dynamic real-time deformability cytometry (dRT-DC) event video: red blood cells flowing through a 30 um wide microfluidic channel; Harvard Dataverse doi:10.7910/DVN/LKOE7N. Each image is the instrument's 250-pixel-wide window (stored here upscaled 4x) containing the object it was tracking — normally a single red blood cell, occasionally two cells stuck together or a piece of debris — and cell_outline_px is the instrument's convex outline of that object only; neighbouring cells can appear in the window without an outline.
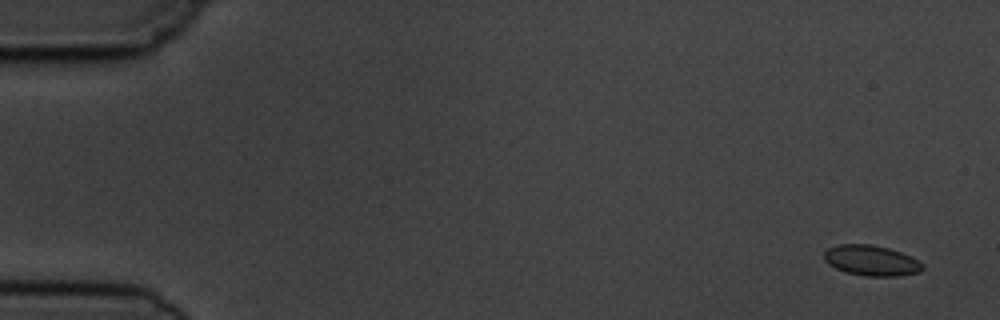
{"species": "common noctule bat (a hibernating species)", "species_latin": "Nyctalus noctula", "temperature_condition": "cold", "stored_images_in_passage": 4, "camera_frame_rate_fps": 3000, "um_per_image_px": 0.085, "animal": {"sex": "male", "body_mass_g": 19.5, "forearm_length_mm": 54.6}, "frame": {"image": 1, "passage_image": 1, "time_ms": 0.0, "image_size_px": [1000, 320], "cell_outline_px": [[924, 268], [920, 272], [900, 276], [864, 276], [848, 272], [836, 268], [828, 264], [824, 260], [824, 252], [828, 248], [840, 244], [872, 244], [888, 248], [912, 256], [920, 260], [924, 264]], "centroid_in_image_um": [74.1, 22.14], "position_along_channel_um": 10.9, "area_um2": 17.63}}
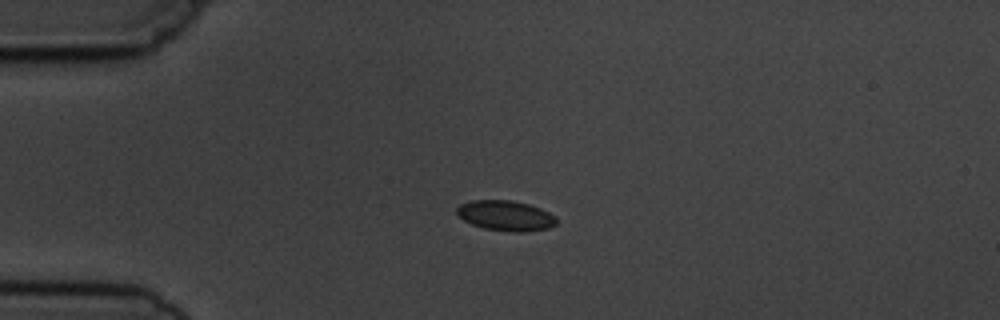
{"frame": {"image": 2, "passage_image": 4, "time_ms": 3.667, "image_size_px": [1000, 320], "cell_outline_px": [[556, 224], [548, 228], [524, 232], [508, 232], [484, 228], [472, 224], [464, 220], [456, 212], [456, 208], [460, 204], [472, 200], [512, 200], [528, 204], [540, 208], [556, 216]], "centroid_in_image_um": [42.98, 18.33], "position_along_channel_um": 42.0, "area_um2": 17.57}}